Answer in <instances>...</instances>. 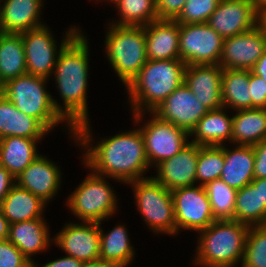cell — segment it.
<instances>
[{
  "mask_svg": "<svg viewBox=\"0 0 266 267\" xmlns=\"http://www.w3.org/2000/svg\"><path fill=\"white\" fill-rule=\"evenodd\" d=\"M83 267H118V266H115L112 263H107V262L98 260L95 262L85 263Z\"/></svg>",
  "mask_w": 266,
  "mask_h": 267,
  "instance_id": "cell-48",
  "label": "cell"
},
{
  "mask_svg": "<svg viewBox=\"0 0 266 267\" xmlns=\"http://www.w3.org/2000/svg\"><path fill=\"white\" fill-rule=\"evenodd\" d=\"M257 12L266 11V0H251Z\"/></svg>",
  "mask_w": 266,
  "mask_h": 267,
  "instance_id": "cell-49",
  "label": "cell"
},
{
  "mask_svg": "<svg viewBox=\"0 0 266 267\" xmlns=\"http://www.w3.org/2000/svg\"><path fill=\"white\" fill-rule=\"evenodd\" d=\"M67 29L60 42H57L47 24L20 33L24 45L27 74L51 80L60 51L82 28L78 24V27L71 25Z\"/></svg>",
  "mask_w": 266,
  "mask_h": 267,
  "instance_id": "cell-10",
  "label": "cell"
},
{
  "mask_svg": "<svg viewBox=\"0 0 266 267\" xmlns=\"http://www.w3.org/2000/svg\"><path fill=\"white\" fill-rule=\"evenodd\" d=\"M249 70L223 68L221 92L223 107L236 111L252 108L249 89Z\"/></svg>",
  "mask_w": 266,
  "mask_h": 267,
  "instance_id": "cell-30",
  "label": "cell"
},
{
  "mask_svg": "<svg viewBox=\"0 0 266 267\" xmlns=\"http://www.w3.org/2000/svg\"><path fill=\"white\" fill-rule=\"evenodd\" d=\"M16 184V178L2 165H0V207L2 201Z\"/></svg>",
  "mask_w": 266,
  "mask_h": 267,
  "instance_id": "cell-43",
  "label": "cell"
},
{
  "mask_svg": "<svg viewBox=\"0 0 266 267\" xmlns=\"http://www.w3.org/2000/svg\"><path fill=\"white\" fill-rule=\"evenodd\" d=\"M249 89L252 108L266 109V82L252 71L249 76Z\"/></svg>",
  "mask_w": 266,
  "mask_h": 267,
  "instance_id": "cell-39",
  "label": "cell"
},
{
  "mask_svg": "<svg viewBox=\"0 0 266 267\" xmlns=\"http://www.w3.org/2000/svg\"><path fill=\"white\" fill-rule=\"evenodd\" d=\"M240 267H266V225L250 226Z\"/></svg>",
  "mask_w": 266,
  "mask_h": 267,
  "instance_id": "cell-36",
  "label": "cell"
},
{
  "mask_svg": "<svg viewBox=\"0 0 266 267\" xmlns=\"http://www.w3.org/2000/svg\"><path fill=\"white\" fill-rule=\"evenodd\" d=\"M224 166V145L199 146L196 168L197 185L205 186L207 183L219 179Z\"/></svg>",
  "mask_w": 266,
  "mask_h": 267,
  "instance_id": "cell-35",
  "label": "cell"
},
{
  "mask_svg": "<svg viewBox=\"0 0 266 267\" xmlns=\"http://www.w3.org/2000/svg\"><path fill=\"white\" fill-rule=\"evenodd\" d=\"M223 41L207 23L179 24V58L186 65L219 64Z\"/></svg>",
  "mask_w": 266,
  "mask_h": 267,
  "instance_id": "cell-11",
  "label": "cell"
},
{
  "mask_svg": "<svg viewBox=\"0 0 266 267\" xmlns=\"http://www.w3.org/2000/svg\"><path fill=\"white\" fill-rule=\"evenodd\" d=\"M219 64L186 65L184 83L208 110L223 107Z\"/></svg>",
  "mask_w": 266,
  "mask_h": 267,
  "instance_id": "cell-19",
  "label": "cell"
},
{
  "mask_svg": "<svg viewBox=\"0 0 266 267\" xmlns=\"http://www.w3.org/2000/svg\"><path fill=\"white\" fill-rule=\"evenodd\" d=\"M257 14L251 0H221L207 24L225 39L257 26Z\"/></svg>",
  "mask_w": 266,
  "mask_h": 267,
  "instance_id": "cell-17",
  "label": "cell"
},
{
  "mask_svg": "<svg viewBox=\"0 0 266 267\" xmlns=\"http://www.w3.org/2000/svg\"><path fill=\"white\" fill-rule=\"evenodd\" d=\"M133 125L135 128L131 130H120L113 136L96 140L90 120L79 124L74 129L71 142L79 149L81 147L84 168L123 185L150 177L146 174L151 166L146 157L144 140L140 128Z\"/></svg>",
  "mask_w": 266,
  "mask_h": 267,
  "instance_id": "cell-1",
  "label": "cell"
},
{
  "mask_svg": "<svg viewBox=\"0 0 266 267\" xmlns=\"http://www.w3.org/2000/svg\"><path fill=\"white\" fill-rule=\"evenodd\" d=\"M26 73L21 34L0 33V88L7 81Z\"/></svg>",
  "mask_w": 266,
  "mask_h": 267,
  "instance_id": "cell-31",
  "label": "cell"
},
{
  "mask_svg": "<svg viewBox=\"0 0 266 267\" xmlns=\"http://www.w3.org/2000/svg\"><path fill=\"white\" fill-rule=\"evenodd\" d=\"M48 82V79L26 73L3 84L0 93L18 110L37 119L50 133L62 124L71 137L74 128L62 117V104L47 89Z\"/></svg>",
  "mask_w": 266,
  "mask_h": 267,
  "instance_id": "cell-5",
  "label": "cell"
},
{
  "mask_svg": "<svg viewBox=\"0 0 266 267\" xmlns=\"http://www.w3.org/2000/svg\"><path fill=\"white\" fill-rule=\"evenodd\" d=\"M250 226L236 220H215L196 234L192 264L198 267H239Z\"/></svg>",
  "mask_w": 266,
  "mask_h": 267,
  "instance_id": "cell-4",
  "label": "cell"
},
{
  "mask_svg": "<svg viewBox=\"0 0 266 267\" xmlns=\"http://www.w3.org/2000/svg\"><path fill=\"white\" fill-rule=\"evenodd\" d=\"M254 178H266V139L254 145Z\"/></svg>",
  "mask_w": 266,
  "mask_h": 267,
  "instance_id": "cell-41",
  "label": "cell"
},
{
  "mask_svg": "<svg viewBox=\"0 0 266 267\" xmlns=\"http://www.w3.org/2000/svg\"><path fill=\"white\" fill-rule=\"evenodd\" d=\"M105 32L104 56L126 89L148 61L144 26L107 23Z\"/></svg>",
  "mask_w": 266,
  "mask_h": 267,
  "instance_id": "cell-6",
  "label": "cell"
},
{
  "mask_svg": "<svg viewBox=\"0 0 266 267\" xmlns=\"http://www.w3.org/2000/svg\"><path fill=\"white\" fill-rule=\"evenodd\" d=\"M208 111L183 82L152 113L190 133Z\"/></svg>",
  "mask_w": 266,
  "mask_h": 267,
  "instance_id": "cell-14",
  "label": "cell"
},
{
  "mask_svg": "<svg viewBox=\"0 0 266 267\" xmlns=\"http://www.w3.org/2000/svg\"><path fill=\"white\" fill-rule=\"evenodd\" d=\"M110 3L118 16L110 19L109 23L114 25L146 26L158 19L155 0H112Z\"/></svg>",
  "mask_w": 266,
  "mask_h": 267,
  "instance_id": "cell-32",
  "label": "cell"
},
{
  "mask_svg": "<svg viewBox=\"0 0 266 267\" xmlns=\"http://www.w3.org/2000/svg\"><path fill=\"white\" fill-rule=\"evenodd\" d=\"M93 1H95L96 3H98V2H100V3L102 2V3H103V2L105 1L106 4H107V3L110 4V2H111L112 0H93ZM97 1H98V2H97Z\"/></svg>",
  "mask_w": 266,
  "mask_h": 267,
  "instance_id": "cell-50",
  "label": "cell"
},
{
  "mask_svg": "<svg viewBox=\"0 0 266 267\" xmlns=\"http://www.w3.org/2000/svg\"><path fill=\"white\" fill-rule=\"evenodd\" d=\"M0 33H2L1 32V0H0Z\"/></svg>",
  "mask_w": 266,
  "mask_h": 267,
  "instance_id": "cell-51",
  "label": "cell"
},
{
  "mask_svg": "<svg viewBox=\"0 0 266 267\" xmlns=\"http://www.w3.org/2000/svg\"><path fill=\"white\" fill-rule=\"evenodd\" d=\"M221 0H187L175 19L179 24L207 23Z\"/></svg>",
  "mask_w": 266,
  "mask_h": 267,
  "instance_id": "cell-37",
  "label": "cell"
},
{
  "mask_svg": "<svg viewBox=\"0 0 266 267\" xmlns=\"http://www.w3.org/2000/svg\"><path fill=\"white\" fill-rule=\"evenodd\" d=\"M45 1L1 0V32L20 34L46 25L41 17Z\"/></svg>",
  "mask_w": 266,
  "mask_h": 267,
  "instance_id": "cell-21",
  "label": "cell"
},
{
  "mask_svg": "<svg viewBox=\"0 0 266 267\" xmlns=\"http://www.w3.org/2000/svg\"><path fill=\"white\" fill-rule=\"evenodd\" d=\"M251 71L266 82V51L258 59Z\"/></svg>",
  "mask_w": 266,
  "mask_h": 267,
  "instance_id": "cell-44",
  "label": "cell"
},
{
  "mask_svg": "<svg viewBox=\"0 0 266 267\" xmlns=\"http://www.w3.org/2000/svg\"><path fill=\"white\" fill-rule=\"evenodd\" d=\"M49 206L40 197L15 184L2 201L0 210L9 224L45 218L44 212Z\"/></svg>",
  "mask_w": 266,
  "mask_h": 267,
  "instance_id": "cell-27",
  "label": "cell"
},
{
  "mask_svg": "<svg viewBox=\"0 0 266 267\" xmlns=\"http://www.w3.org/2000/svg\"><path fill=\"white\" fill-rule=\"evenodd\" d=\"M42 139L9 136L0 139V165L15 178L38 156V143Z\"/></svg>",
  "mask_w": 266,
  "mask_h": 267,
  "instance_id": "cell-28",
  "label": "cell"
},
{
  "mask_svg": "<svg viewBox=\"0 0 266 267\" xmlns=\"http://www.w3.org/2000/svg\"><path fill=\"white\" fill-rule=\"evenodd\" d=\"M266 51V41L258 26L225 38L219 65L227 69L251 71Z\"/></svg>",
  "mask_w": 266,
  "mask_h": 267,
  "instance_id": "cell-15",
  "label": "cell"
},
{
  "mask_svg": "<svg viewBox=\"0 0 266 267\" xmlns=\"http://www.w3.org/2000/svg\"><path fill=\"white\" fill-rule=\"evenodd\" d=\"M148 60L179 58V23L176 20L157 19L144 26Z\"/></svg>",
  "mask_w": 266,
  "mask_h": 267,
  "instance_id": "cell-22",
  "label": "cell"
},
{
  "mask_svg": "<svg viewBox=\"0 0 266 267\" xmlns=\"http://www.w3.org/2000/svg\"><path fill=\"white\" fill-rule=\"evenodd\" d=\"M9 234V222L0 210V241L7 239Z\"/></svg>",
  "mask_w": 266,
  "mask_h": 267,
  "instance_id": "cell-46",
  "label": "cell"
},
{
  "mask_svg": "<svg viewBox=\"0 0 266 267\" xmlns=\"http://www.w3.org/2000/svg\"><path fill=\"white\" fill-rule=\"evenodd\" d=\"M127 186L132 187L135 207L149 231L154 235L176 237L177 225L171 191L151 176L129 182Z\"/></svg>",
  "mask_w": 266,
  "mask_h": 267,
  "instance_id": "cell-8",
  "label": "cell"
},
{
  "mask_svg": "<svg viewBox=\"0 0 266 267\" xmlns=\"http://www.w3.org/2000/svg\"><path fill=\"white\" fill-rule=\"evenodd\" d=\"M83 31L80 30L60 51L51 76L62 100V117L74 129L90 120L87 99L91 75L90 41Z\"/></svg>",
  "mask_w": 266,
  "mask_h": 267,
  "instance_id": "cell-2",
  "label": "cell"
},
{
  "mask_svg": "<svg viewBox=\"0 0 266 267\" xmlns=\"http://www.w3.org/2000/svg\"><path fill=\"white\" fill-rule=\"evenodd\" d=\"M185 68L180 59L148 60L125 90L132 114L153 112L184 82Z\"/></svg>",
  "mask_w": 266,
  "mask_h": 267,
  "instance_id": "cell-3",
  "label": "cell"
},
{
  "mask_svg": "<svg viewBox=\"0 0 266 267\" xmlns=\"http://www.w3.org/2000/svg\"><path fill=\"white\" fill-rule=\"evenodd\" d=\"M232 145V146H231ZM224 145V166L220 179L239 190L254 179L255 155L252 145Z\"/></svg>",
  "mask_w": 266,
  "mask_h": 267,
  "instance_id": "cell-23",
  "label": "cell"
},
{
  "mask_svg": "<svg viewBox=\"0 0 266 267\" xmlns=\"http://www.w3.org/2000/svg\"><path fill=\"white\" fill-rule=\"evenodd\" d=\"M227 110L226 107L209 110L189 133L190 142L199 146L231 144L233 115Z\"/></svg>",
  "mask_w": 266,
  "mask_h": 267,
  "instance_id": "cell-24",
  "label": "cell"
},
{
  "mask_svg": "<svg viewBox=\"0 0 266 267\" xmlns=\"http://www.w3.org/2000/svg\"><path fill=\"white\" fill-rule=\"evenodd\" d=\"M251 183L259 187L260 206H266V178H254Z\"/></svg>",
  "mask_w": 266,
  "mask_h": 267,
  "instance_id": "cell-45",
  "label": "cell"
},
{
  "mask_svg": "<svg viewBox=\"0 0 266 267\" xmlns=\"http://www.w3.org/2000/svg\"><path fill=\"white\" fill-rule=\"evenodd\" d=\"M146 117L149 118L145 120ZM132 119V124H136L140 128L146 157L151 168L168 158H172L190 143L189 132L170 122L161 120L152 112L132 114Z\"/></svg>",
  "mask_w": 266,
  "mask_h": 267,
  "instance_id": "cell-9",
  "label": "cell"
},
{
  "mask_svg": "<svg viewBox=\"0 0 266 267\" xmlns=\"http://www.w3.org/2000/svg\"><path fill=\"white\" fill-rule=\"evenodd\" d=\"M86 177L65 199V205L80 221L105 222L119 209V199L108 177L93 173L89 168Z\"/></svg>",
  "mask_w": 266,
  "mask_h": 267,
  "instance_id": "cell-7",
  "label": "cell"
},
{
  "mask_svg": "<svg viewBox=\"0 0 266 267\" xmlns=\"http://www.w3.org/2000/svg\"><path fill=\"white\" fill-rule=\"evenodd\" d=\"M257 26L259 27L266 41V11H262L257 14Z\"/></svg>",
  "mask_w": 266,
  "mask_h": 267,
  "instance_id": "cell-47",
  "label": "cell"
},
{
  "mask_svg": "<svg viewBox=\"0 0 266 267\" xmlns=\"http://www.w3.org/2000/svg\"><path fill=\"white\" fill-rule=\"evenodd\" d=\"M215 220H234L237 190L215 179L204 186Z\"/></svg>",
  "mask_w": 266,
  "mask_h": 267,
  "instance_id": "cell-34",
  "label": "cell"
},
{
  "mask_svg": "<svg viewBox=\"0 0 266 267\" xmlns=\"http://www.w3.org/2000/svg\"><path fill=\"white\" fill-rule=\"evenodd\" d=\"M0 267H33V263L8 239L0 241Z\"/></svg>",
  "mask_w": 266,
  "mask_h": 267,
  "instance_id": "cell-38",
  "label": "cell"
},
{
  "mask_svg": "<svg viewBox=\"0 0 266 267\" xmlns=\"http://www.w3.org/2000/svg\"><path fill=\"white\" fill-rule=\"evenodd\" d=\"M47 219L38 218L9 224L8 240L13 243L33 264L34 256L47 252L53 246V235Z\"/></svg>",
  "mask_w": 266,
  "mask_h": 267,
  "instance_id": "cell-20",
  "label": "cell"
},
{
  "mask_svg": "<svg viewBox=\"0 0 266 267\" xmlns=\"http://www.w3.org/2000/svg\"><path fill=\"white\" fill-rule=\"evenodd\" d=\"M234 220L248 226L266 225V206H260L259 187L250 183L237 190Z\"/></svg>",
  "mask_w": 266,
  "mask_h": 267,
  "instance_id": "cell-33",
  "label": "cell"
},
{
  "mask_svg": "<svg viewBox=\"0 0 266 267\" xmlns=\"http://www.w3.org/2000/svg\"><path fill=\"white\" fill-rule=\"evenodd\" d=\"M198 144L189 143L172 158H168L153 167L156 175L151 177L172 191L181 187L197 185L196 168Z\"/></svg>",
  "mask_w": 266,
  "mask_h": 267,
  "instance_id": "cell-18",
  "label": "cell"
},
{
  "mask_svg": "<svg viewBox=\"0 0 266 267\" xmlns=\"http://www.w3.org/2000/svg\"><path fill=\"white\" fill-rule=\"evenodd\" d=\"M84 262L81 260H78L76 258H73L72 256L64 255L63 257L56 258L52 261H48L45 264L37 263L35 262L33 264V267H83Z\"/></svg>",
  "mask_w": 266,
  "mask_h": 267,
  "instance_id": "cell-42",
  "label": "cell"
},
{
  "mask_svg": "<svg viewBox=\"0 0 266 267\" xmlns=\"http://www.w3.org/2000/svg\"><path fill=\"white\" fill-rule=\"evenodd\" d=\"M49 133L37 119L18 110L0 93V139L9 136L43 139Z\"/></svg>",
  "mask_w": 266,
  "mask_h": 267,
  "instance_id": "cell-25",
  "label": "cell"
},
{
  "mask_svg": "<svg viewBox=\"0 0 266 267\" xmlns=\"http://www.w3.org/2000/svg\"><path fill=\"white\" fill-rule=\"evenodd\" d=\"M99 223L100 230V261L112 263L118 267H129L135 259L136 249L131 244L128 227L122 222L111 230L105 231Z\"/></svg>",
  "mask_w": 266,
  "mask_h": 267,
  "instance_id": "cell-26",
  "label": "cell"
},
{
  "mask_svg": "<svg viewBox=\"0 0 266 267\" xmlns=\"http://www.w3.org/2000/svg\"><path fill=\"white\" fill-rule=\"evenodd\" d=\"M55 247L68 256L84 263L95 262L100 257L99 223L69 221L54 236Z\"/></svg>",
  "mask_w": 266,
  "mask_h": 267,
  "instance_id": "cell-13",
  "label": "cell"
},
{
  "mask_svg": "<svg viewBox=\"0 0 266 267\" xmlns=\"http://www.w3.org/2000/svg\"><path fill=\"white\" fill-rule=\"evenodd\" d=\"M187 0H155L158 19L175 20Z\"/></svg>",
  "mask_w": 266,
  "mask_h": 267,
  "instance_id": "cell-40",
  "label": "cell"
},
{
  "mask_svg": "<svg viewBox=\"0 0 266 267\" xmlns=\"http://www.w3.org/2000/svg\"><path fill=\"white\" fill-rule=\"evenodd\" d=\"M177 235L182 230L199 232L215 221L204 186L181 187L171 191Z\"/></svg>",
  "mask_w": 266,
  "mask_h": 267,
  "instance_id": "cell-12",
  "label": "cell"
},
{
  "mask_svg": "<svg viewBox=\"0 0 266 267\" xmlns=\"http://www.w3.org/2000/svg\"><path fill=\"white\" fill-rule=\"evenodd\" d=\"M58 163L49 159L46 154L39 156L17 177L16 184L40 197L44 202H52L61 190L62 171Z\"/></svg>",
  "mask_w": 266,
  "mask_h": 267,
  "instance_id": "cell-16",
  "label": "cell"
},
{
  "mask_svg": "<svg viewBox=\"0 0 266 267\" xmlns=\"http://www.w3.org/2000/svg\"><path fill=\"white\" fill-rule=\"evenodd\" d=\"M231 144L256 145L266 139V109L249 108L232 111Z\"/></svg>",
  "mask_w": 266,
  "mask_h": 267,
  "instance_id": "cell-29",
  "label": "cell"
}]
</instances>
